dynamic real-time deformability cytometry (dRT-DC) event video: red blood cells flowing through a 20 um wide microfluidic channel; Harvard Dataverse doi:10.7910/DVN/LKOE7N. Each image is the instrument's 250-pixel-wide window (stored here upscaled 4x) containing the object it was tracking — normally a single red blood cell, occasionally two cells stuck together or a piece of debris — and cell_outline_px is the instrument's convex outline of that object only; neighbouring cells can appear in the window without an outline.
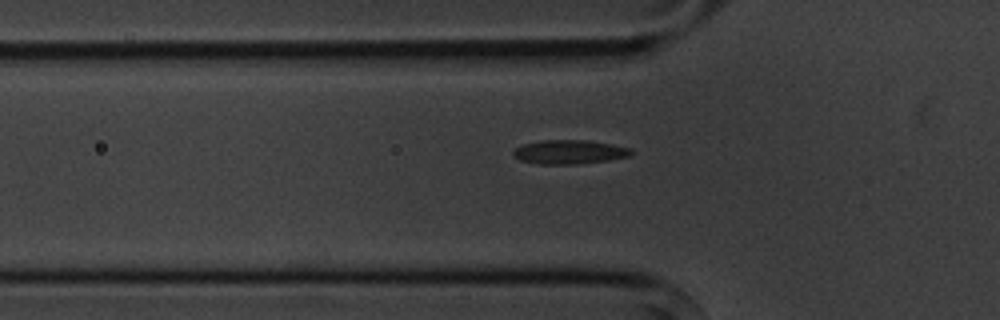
{"species": "common noctule bat (a hibernating species)", "species_latin": "Nyctalus noctula", "temperature_condition": "cold", "stored_images_in_passage": 10, "camera_frame_rate_fps": 3000, "um_per_image_px": 0.085, "animal": {"sex": "male", "body_mass_g": 20.1, "forearm_length_mm": 53.5}, "frame": {"image": 1, "passage_image": 5, "time_ms": 5.667, "image_size_px": [1000, 320], "cell_outline_px": [[632, 152], [628, 156], [608, 160], [576, 164], [536, 164], [520, 160], [512, 152], [516, 148], [524, 144], [540, 140], [588, 140], [612, 144], [632, 148]], "centroid_in_image_um": [48.4, 12.91], "position_along_channel_um": 77.4, "area_um2": 16.42}}
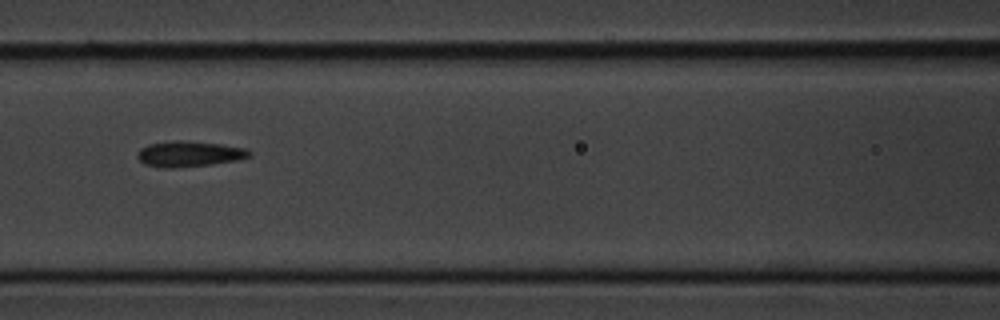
{"frame": {"image": 2, "passage_image": 7, "time_ms": 7.667, "image_size_px": [1000, 320], "cell_outline_px": [[252, 156], [236, 160], [212, 164], [176, 168], [160, 168], [144, 164], [136, 156], [136, 152], [140, 148], [148, 144], [176, 140], [180, 140], [220, 144], [248, 148], [252, 152]], "centroid_in_image_um": [16.07, 13.08], "position_along_channel_um": 150.5, "area_um2": 16.94}}
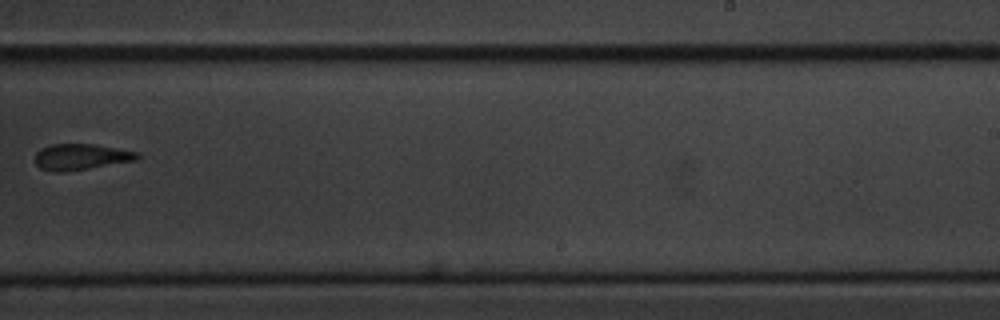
{"frame": {"image": 3, "passage_image": 10, "time_ms": 11.333, "image_size_px": [1000, 320], "cell_outline_px": [[140, 156], [136, 160], [64, 172], [56, 172], [40, 168], [36, 164], [36, 152], [40, 148], [52, 144], [96, 144], [136, 152]], "centroid_in_image_um": [6.84, 13.32], "position_along_channel_um": 282.2, "area_um2": 15.32}}